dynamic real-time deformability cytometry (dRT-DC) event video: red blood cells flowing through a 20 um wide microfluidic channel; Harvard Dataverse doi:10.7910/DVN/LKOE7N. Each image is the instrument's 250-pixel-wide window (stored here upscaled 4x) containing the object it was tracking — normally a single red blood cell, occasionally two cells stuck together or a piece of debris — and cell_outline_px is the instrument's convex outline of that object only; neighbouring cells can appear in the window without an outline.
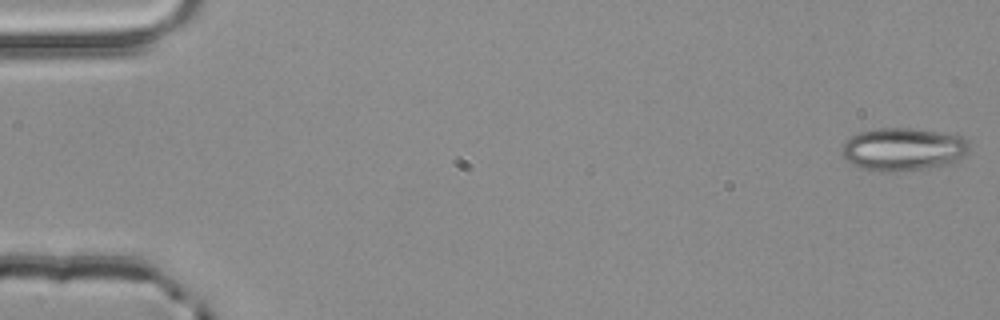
{"species": "common noctule bat (a hibernating species)", "species_latin": "Nyctalus noctula", "temperature_condition": "room temperature", "stored_images_in_passage": 5, "camera_frame_rate_fps": 3000, "um_per_image_px": 0.085, "animal": {"sex": "male", "body_mass_g": 20.4}, "frame": {"image": 1, "passage_image": 1, "time_ms": 0.0, "image_size_px": [1000, 320], "cell_outline_px": [[968, 152], [964, 156], [952, 164], [924, 168], [892, 172], [880, 172], [864, 168], [852, 164], [844, 156], [840, 148], [852, 136], [860, 132], [876, 128], [912, 128], [956, 132], [968, 140]], "centroid_in_image_um": [76.85, 12.66], "position_along_channel_um": 8.2, "area_um2": 32.31}}
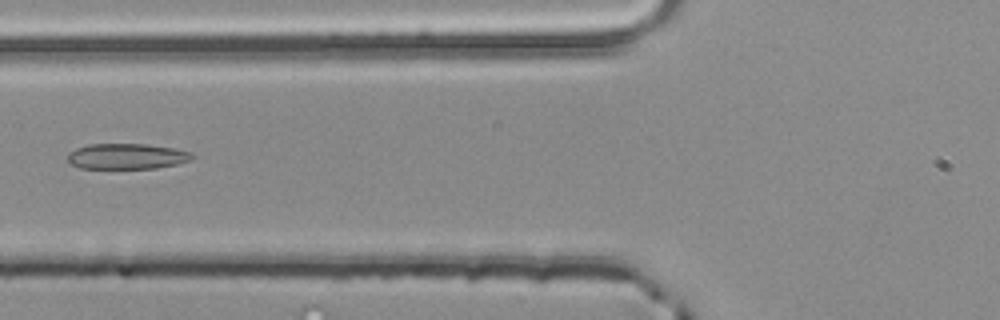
{"frame": {"image": 2, "passage_image": 5, "time_ms": 1.333, "image_size_px": [1000, 320], "cell_outline_px": [[196, 156], [192, 160], [176, 164], [156, 168], [80, 168], [68, 164], [68, 152], [76, 148], [88, 144], [148, 144], [172, 148], [192, 152]], "centroid_in_image_um": [10.77, 13.28], "position_along_channel_um": 115.0, "area_um2": 18.73}}